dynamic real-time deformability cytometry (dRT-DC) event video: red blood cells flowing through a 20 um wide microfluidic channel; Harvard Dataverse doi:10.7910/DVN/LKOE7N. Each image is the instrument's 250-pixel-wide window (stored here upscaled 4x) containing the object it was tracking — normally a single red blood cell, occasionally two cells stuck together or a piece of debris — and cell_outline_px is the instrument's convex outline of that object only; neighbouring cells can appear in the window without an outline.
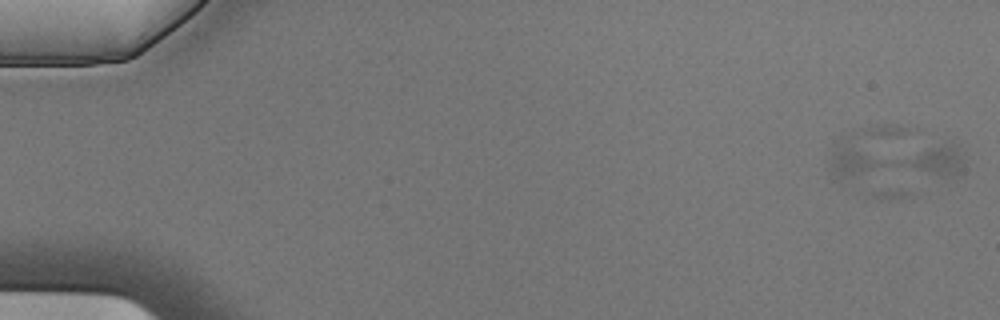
{"species": "Egyptian fruit bat (a non-hibernating species)", "species_latin": "Rousettus aegyptiacus", "temperature_condition": "cold", "stored_images_in_passage": 5, "camera_frame_rate_fps": 3000, "um_per_image_px": 0.085, "animal": {"sex": "male"}, "frame": {"image": 1, "passage_image": 1, "time_ms": 0.0, "image_size_px": [1000, 320], "cell_outline_px": [[964, 160], [956, 176], [940, 176], [892, 164], [928, 148], [952, 140], [964, 152]], "centroid_in_image_um": [79.6, 13.6], "position_along_channel_um": 5.4, "area_um2": 10.81}}